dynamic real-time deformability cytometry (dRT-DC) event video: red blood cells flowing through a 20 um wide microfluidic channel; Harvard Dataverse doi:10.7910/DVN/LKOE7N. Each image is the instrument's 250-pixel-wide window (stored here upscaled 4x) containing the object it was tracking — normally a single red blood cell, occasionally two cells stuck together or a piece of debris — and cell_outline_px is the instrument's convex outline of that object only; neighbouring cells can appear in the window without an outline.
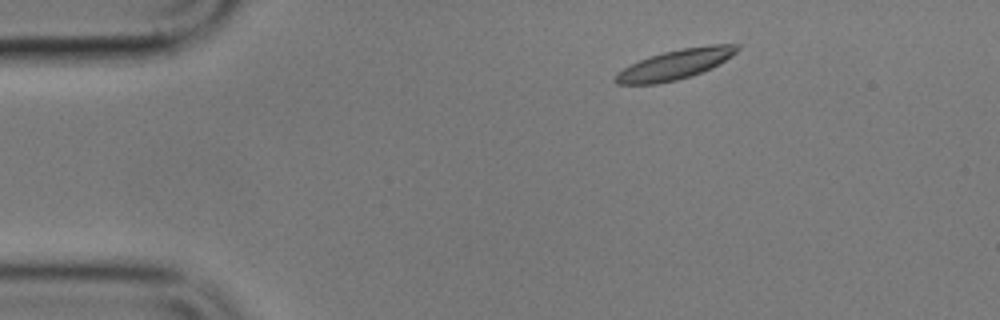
{"species": "common noctule bat (a hibernating species)", "species_latin": "Nyctalus noctula", "temperature_condition": "cold", "stored_images_in_passage": 5, "camera_frame_rate_fps": 3000, "um_per_image_px": 0.085, "animal": {"sex": "male", "body_mass_g": 17.9}, "frame": {"image": 1, "passage_image": 2, "time_ms": 2.0, "image_size_px": [1000, 320], "cell_outline_px": [[740, 48], [732, 56], [712, 68], [692, 76], [676, 80], [656, 84], [616, 84], [612, 80], [616, 72], [640, 60], [664, 52], [680, 48], [712, 44], [740, 44]], "centroid_in_image_um": [57.4, 5.48], "position_along_channel_um": 27.6, "area_um2": 21.21}}
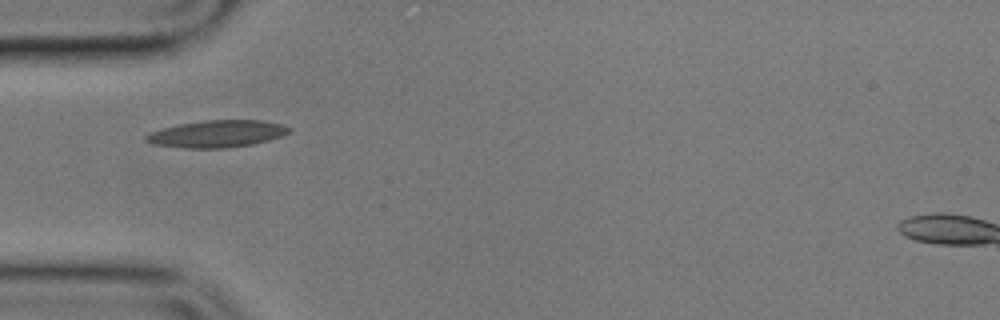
{"frame": {"image": 2, "passage_image": 5, "time_ms": 5.333, "image_size_px": [1000, 320], "cell_outline_px": [[292, 128], [288, 132], [280, 136], [268, 140], [252, 144], [224, 148], [184, 148], [152, 144], [144, 140], [144, 136], [148, 132], [160, 128], [176, 124], [204, 120], [264, 120], [280, 124]], "centroid_in_image_um": [18.36, 11.37], "position_along_channel_um": 66.6, "area_um2": 22.72}}